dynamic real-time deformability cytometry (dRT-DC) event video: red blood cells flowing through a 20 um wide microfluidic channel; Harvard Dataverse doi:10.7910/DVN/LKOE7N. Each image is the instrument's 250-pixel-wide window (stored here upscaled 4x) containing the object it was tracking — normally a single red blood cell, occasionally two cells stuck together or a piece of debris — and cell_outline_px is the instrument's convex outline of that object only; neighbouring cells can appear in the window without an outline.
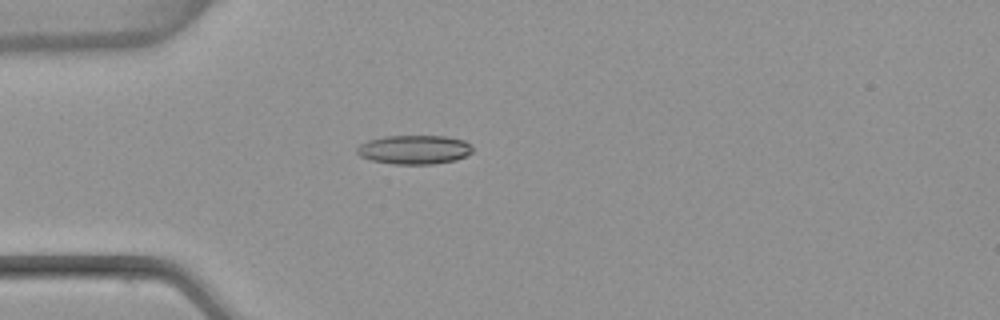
{"species": "common noctule bat (a hibernating species)", "species_latin": "Nyctalus noctula", "temperature_condition": "warm", "stored_images_in_passage": 53, "camera_frame_rate_fps": 3000, "um_per_image_px": 0.085, "animal": {"sex": "female", "body_mass_g": 22.7, "forearm_length_mm": 54.2}, "frame": {"image": 1, "passage_image": 15, "time_ms": 4.667, "image_size_px": [1000, 320], "cell_outline_px": [[472, 152], [456, 160], [432, 164], [392, 164], [372, 160], [360, 156], [356, 152], [356, 148], [360, 144], [368, 140], [384, 136], [448, 136], [464, 140], [472, 148]], "centroid_in_image_um": [35.19, 12.71], "position_along_channel_um": 49.8, "area_um2": 19.54}}
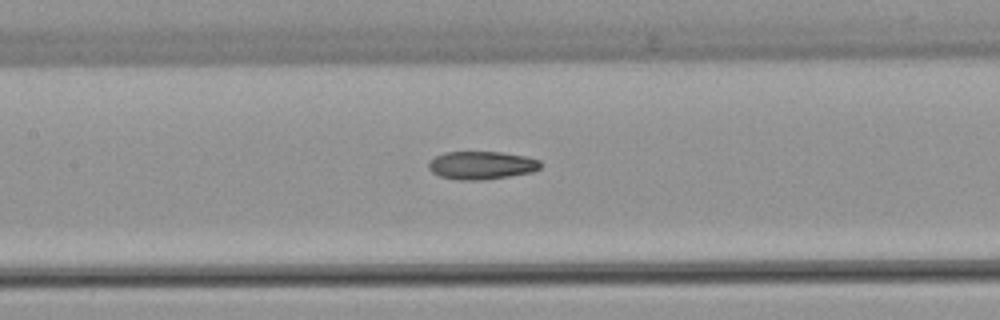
{"frame": {"image": 2, "passage_image": 25, "time_ms": 8.0, "image_size_px": [1000, 320], "cell_outline_px": [[544, 164], [540, 168], [532, 172], [484, 180], [456, 180], [440, 176], [432, 172], [428, 168], [428, 160], [444, 152], [500, 152], [524, 156], [540, 160]], "centroid_in_image_um": [40.92, 14.05], "position_along_channel_um": 166.5, "area_um2": 18.44}}
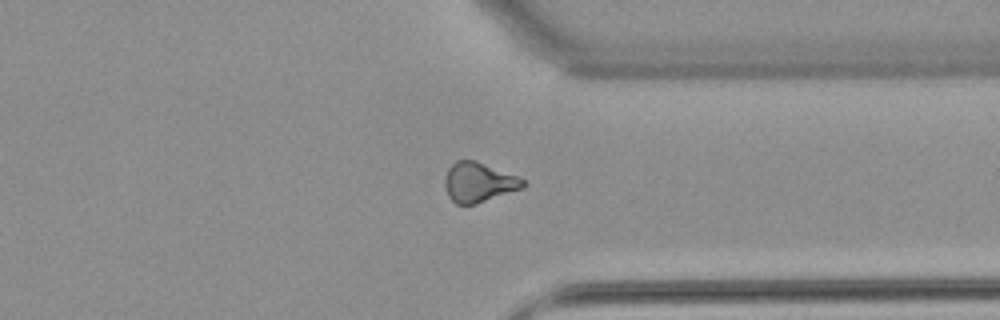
{"frame": {"image": 3, "passage_image": 41, "time_ms": 13.333, "image_size_px": [1000, 320], "cell_outline_px": [[524, 188], [476, 204], [456, 204], [448, 196], [444, 188], [444, 176], [448, 168], [456, 160], [476, 160], [516, 176], [524, 180]], "centroid_in_image_um": [40.65, 15.5], "position_along_channel_um": 370.8, "area_um2": 18.15}, "authors_computed_cell_mechanics": {"area_um2": 18.496, "velocity_mm_per_s": 3.8587, "shape_relaxation_time_tau1_ms": null, "shape_relaxation_time_tau2_ms": 3.5935, "deformation_change_tau1": null, "deformation_change_tau2": 0.1153}}